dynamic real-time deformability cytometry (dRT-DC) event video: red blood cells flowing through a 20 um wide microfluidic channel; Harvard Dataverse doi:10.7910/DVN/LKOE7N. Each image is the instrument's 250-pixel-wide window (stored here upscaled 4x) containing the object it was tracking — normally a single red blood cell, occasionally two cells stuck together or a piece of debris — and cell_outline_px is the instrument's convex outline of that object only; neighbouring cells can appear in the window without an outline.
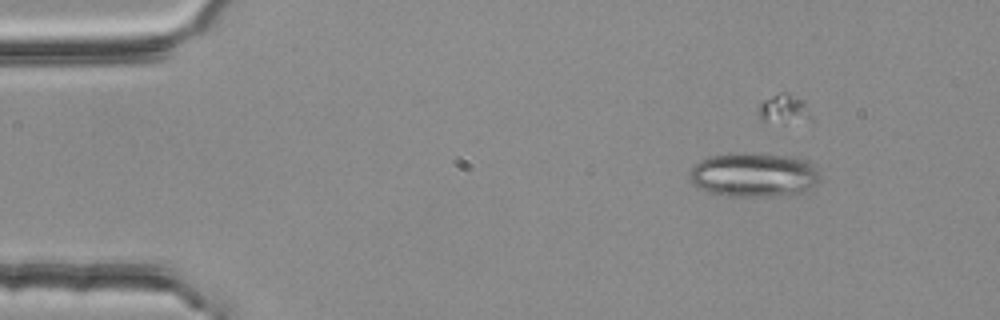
{"species": "common noctule bat (a hibernating species)", "species_latin": "Nyctalus noctula", "temperature_condition": "room temperature", "stored_images_in_passage": 7, "segment_of_instrument_passage": [1, 2], "camera_frame_rate_fps": 3000, "um_per_image_px": 0.085, "animal": {"sex": "female", "body_mass_g": 25.1}, "frame": {"image": 1, "passage_image": 1, "time_ms": 0.0, "image_size_px": [1000, 320], "cell_outline_px": [[820, 180], [816, 184], [800, 192], [768, 196], [728, 196], [708, 192], [700, 188], [688, 176], [688, 172], [700, 160], [708, 156], [740, 152], [748, 152], [788, 156], [804, 160], [816, 168], [820, 172]], "centroid_in_image_um": [64.05, 14.84], "position_along_channel_um": 21.0, "area_um2": 33.47}}